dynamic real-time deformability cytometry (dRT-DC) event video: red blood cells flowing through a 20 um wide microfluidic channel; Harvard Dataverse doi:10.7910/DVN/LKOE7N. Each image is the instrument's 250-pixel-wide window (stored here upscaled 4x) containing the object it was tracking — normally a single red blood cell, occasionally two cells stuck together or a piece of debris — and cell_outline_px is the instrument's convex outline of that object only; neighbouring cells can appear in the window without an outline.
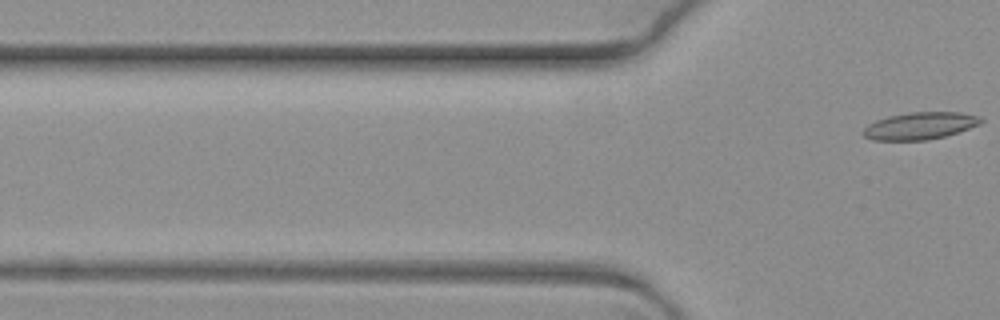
{"species": "common noctule bat (a hibernating species)", "species_latin": "Nyctalus noctula", "temperature_condition": "warm", "stored_images_in_passage": 8, "segment_of_instrument_passage": [2, 2], "camera_frame_rate_fps": 3000, "um_per_image_px": 0.085, "animal": {"sex": "female", "body_mass_g": 19.3, "forearm_length_mm": 54.1}, "frame": {"image": 1, "passage_image": 8, "time_ms": 2.333, "image_size_px": [1000, 320], "cell_outline_px": [[984, 120], [980, 124], [944, 136], [928, 140], [872, 140], [864, 136], [860, 132], [868, 124], [876, 120], [888, 116], [912, 112], [960, 112], [980, 116]], "centroid_in_image_um": [78.17, 10.69], "position_along_channel_um": 47.6, "area_um2": 18.61}}